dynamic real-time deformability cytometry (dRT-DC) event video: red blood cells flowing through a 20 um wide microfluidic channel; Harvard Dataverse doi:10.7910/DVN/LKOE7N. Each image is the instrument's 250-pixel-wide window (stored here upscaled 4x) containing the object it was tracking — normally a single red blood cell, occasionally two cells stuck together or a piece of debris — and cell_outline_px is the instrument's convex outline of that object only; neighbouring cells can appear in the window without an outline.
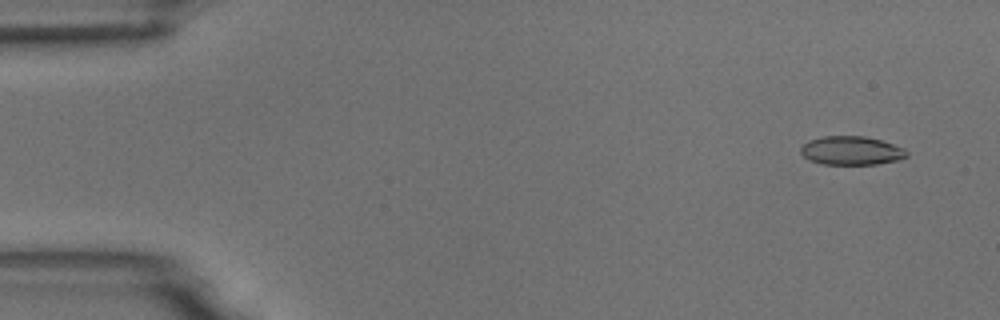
{"species": "common noctule bat (a hibernating species)", "species_latin": "Nyctalus noctula", "temperature_condition": "room temperature", "stored_images_in_passage": 4, "camera_frame_rate_fps": 3000, "um_per_image_px": 0.085, "animal": {"sex": "male", "body_mass_g": 18.8}, "frame": {"image": 1, "passage_image": 1, "time_ms": 0.0, "image_size_px": [1000, 320], "cell_outline_px": [[908, 156], [896, 160], [876, 164], [824, 164], [808, 160], [800, 152], [800, 148], [808, 140], [824, 136], [864, 136], [880, 140], [904, 148], [908, 152]], "centroid_in_image_um": [72.34, 12.8], "position_along_channel_um": 12.7, "area_um2": 17.63}}
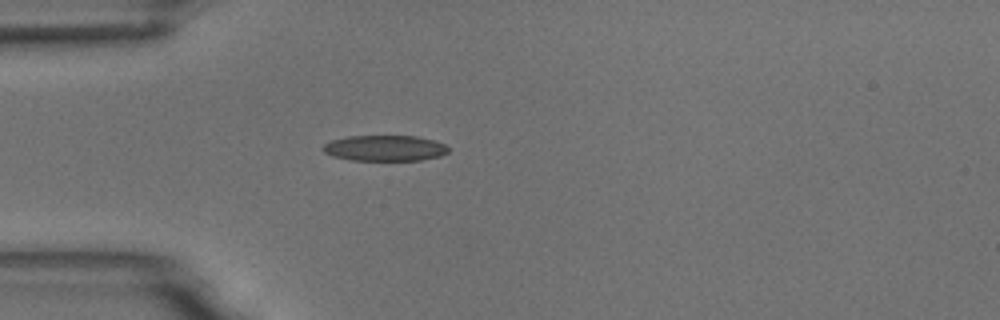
{"frame": {"image": 2, "passage_image": 4, "time_ms": 4.0, "image_size_px": [1000, 320], "cell_outline_px": [[448, 152], [440, 156], [420, 160], [352, 160], [332, 156], [324, 152], [324, 144], [332, 140], [348, 136], [416, 136], [436, 140], [444, 144], [448, 148]], "centroid_in_image_um": [32.73, 12.59], "position_along_channel_um": 52.3, "area_um2": 18.73}}